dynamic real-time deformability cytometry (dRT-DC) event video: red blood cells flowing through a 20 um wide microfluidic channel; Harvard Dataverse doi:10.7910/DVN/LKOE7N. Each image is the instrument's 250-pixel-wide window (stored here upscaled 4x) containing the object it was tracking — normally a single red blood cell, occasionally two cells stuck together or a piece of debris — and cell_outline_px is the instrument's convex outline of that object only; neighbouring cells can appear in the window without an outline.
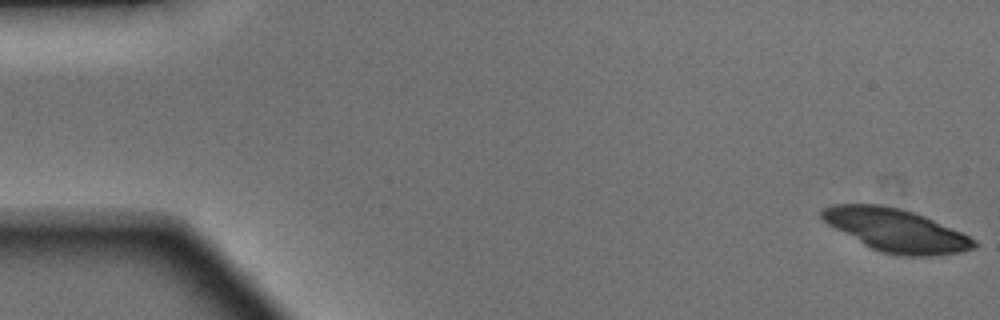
{"species": "Egyptian fruit bat (a non-hibernating species)", "species_latin": "Rousettus aegyptiacus", "temperature_condition": "warm", "stored_images_in_passage": 48, "camera_frame_rate_fps": 3000, "um_per_image_px": 0.085, "animal": {"sex": "male"}, "frame": {"image": 1, "passage_image": 1, "time_ms": 0.0, "image_size_px": [1000, 320], "cell_outline_px": [[980, 244], [976, 248], [960, 252], [936, 256], [900, 256], [880, 252], [864, 244], [828, 224], [820, 216], [820, 212], [824, 208], [832, 204], [880, 204], [900, 208], [924, 216], [960, 232], [976, 240]], "centroid_in_image_um": [76.19, 19.58], "position_along_channel_um": 8.8, "area_um2": 37.8}}
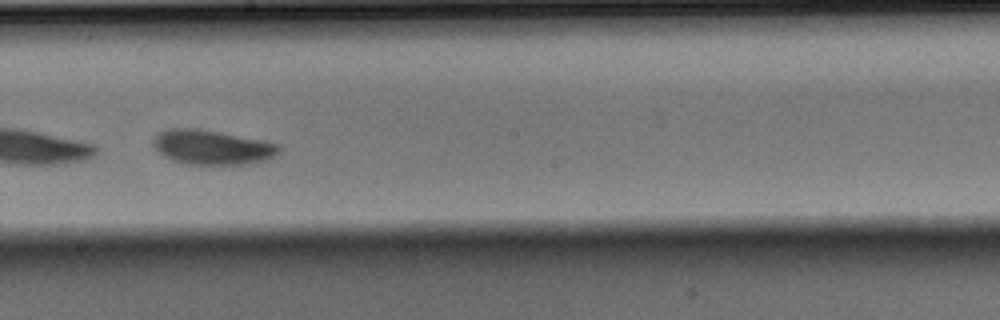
{"frame": {"image": 2, "passage_image": 28, "time_ms": 9.0, "image_size_px": [1000, 320], "cell_outline_px": [[280, 152], [268, 160], [248, 164], [180, 164], [164, 156], [152, 144], [152, 140], [164, 128], [200, 128], [268, 140], [280, 144]], "centroid_in_image_um": [18.08, 12.5], "position_along_channel_um": 230.1, "area_um2": 25.95}}
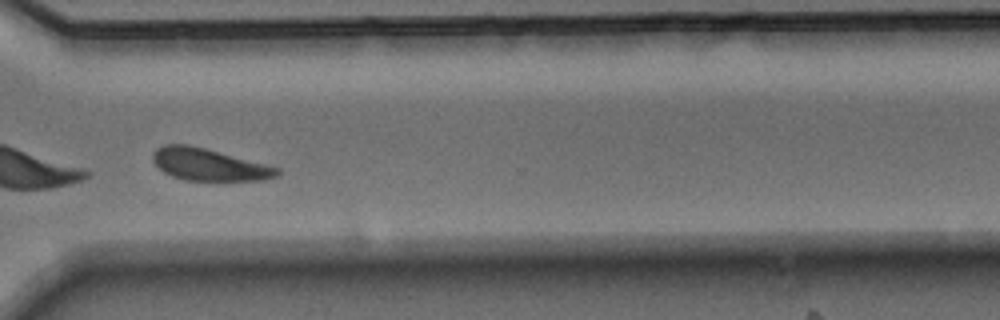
{"frame": {"image": 3, "passage_image": 37, "time_ms": 12.0, "image_size_px": [1000, 320], "cell_outline_px": [[280, 176], [264, 180], [184, 180], [172, 176], [164, 172], [152, 160], [152, 152], [156, 148], [164, 144], [188, 144], [204, 148], [280, 168]], "centroid_in_image_um": [17.75, 13.99], "position_along_channel_um": 352.9, "area_um2": 23.12}, "authors_computed_cell_mechanics": {"area_um2": 26.3568, "velocity_mm_per_s": 4.0851, "shape_relaxation_time_tau1_ms": 0.4986, "shape_relaxation_time_tau2_ms": null, "deformation_change_tau1": 0.2623, "deformation_change_tau2": null}}